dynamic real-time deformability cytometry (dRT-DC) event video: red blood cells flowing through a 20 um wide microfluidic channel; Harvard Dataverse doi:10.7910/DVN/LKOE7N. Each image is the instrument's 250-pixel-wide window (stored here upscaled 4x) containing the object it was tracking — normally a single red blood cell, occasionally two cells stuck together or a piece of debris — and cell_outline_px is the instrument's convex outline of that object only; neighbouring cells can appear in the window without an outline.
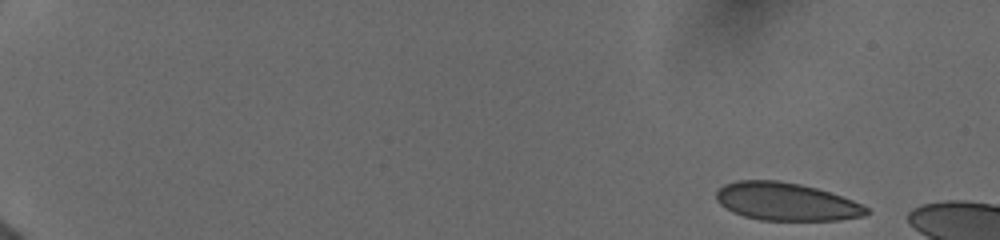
{"species": "human", "species_latin": "Homo sapiens", "temperature_condition": "cold", "stored_images_in_passage": 43, "camera_frame_rate_fps": 3000, "um_per_image_px": 0.085, "donor": {"sex": "female"}, "frame": {"image": 1, "passage_image": 1, "time_ms": 0.0, "image_size_px": [1000, 240], "cell_outline_px": [[872, 212], [864, 216], [840, 220], [760, 220], [744, 216], [732, 212], [720, 204], [716, 200], [716, 192], [724, 184], [736, 180], [780, 180], [800, 184], [816, 188], [852, 200], [868, 208]], "centroid_in_image_um": [66.81, 17.14], "position_along_channel_um": 18.2, "area_um2": 33.18}}
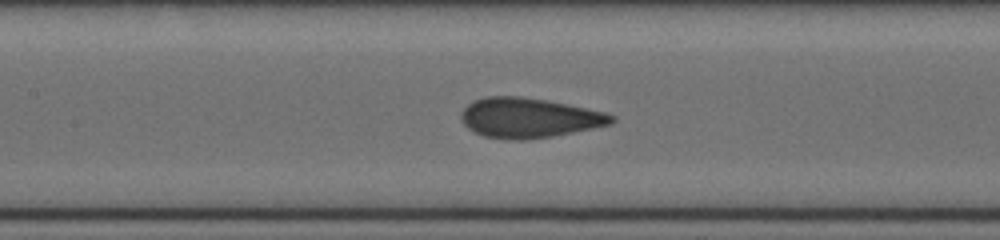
{"frame": {"image": 2, "passage_image": 25, "time_ms": 8.0, "image_size_px": [1000, 240], "cell_outline_px": [[616, 120], [612, 124], [552, 136], [524, 140], [512, 140], [484, 136], [468, 128], [460, 120], [460, 112], [472, 100], [484, 96], [520, 96], [568, 104], [604, 112], [616, 116]], "centroid_in_image_um": [44.94, 10.01], "position_along_channel_um": 162.5, "area_um2": 34.97}}
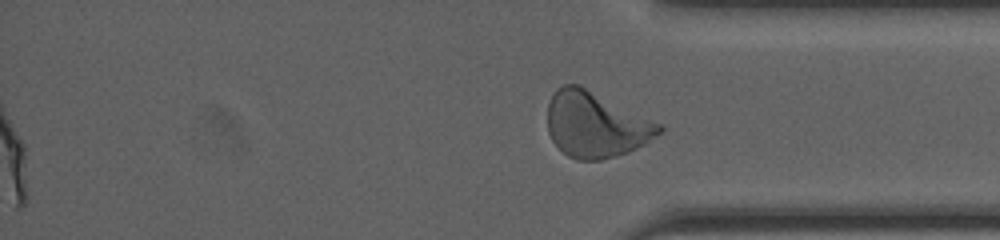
{"frame": {"image": 3, "passage_image": 43, "time_ms": 17.0, "image_size_px": [1000, 240], "cell_outline_px": [[664, 128], [660, 132], [644, 144], [628, 152], [600, 160], [576, 160], [568, 156], [552, 140], [548, 132], [548, 104], [552, 92], [556, 88], [564, 84], [576, 84], [660, 124]], "centroid_in_image_um": [50.58, 10.61], "position_along_channel_um": 384.6, "area_um2": 41.85}, "authors_computed_cell_mechanics": {"area_um2": 34.2754, "velocity_mm_per_s": 3.915, "shape_relaxation_time_tau1_ms": 5.7014, "shape_relaxation_time_tau2_ms": null, "deformation_change_tau1": 0.1556, "deformation_change_tau2": null}}